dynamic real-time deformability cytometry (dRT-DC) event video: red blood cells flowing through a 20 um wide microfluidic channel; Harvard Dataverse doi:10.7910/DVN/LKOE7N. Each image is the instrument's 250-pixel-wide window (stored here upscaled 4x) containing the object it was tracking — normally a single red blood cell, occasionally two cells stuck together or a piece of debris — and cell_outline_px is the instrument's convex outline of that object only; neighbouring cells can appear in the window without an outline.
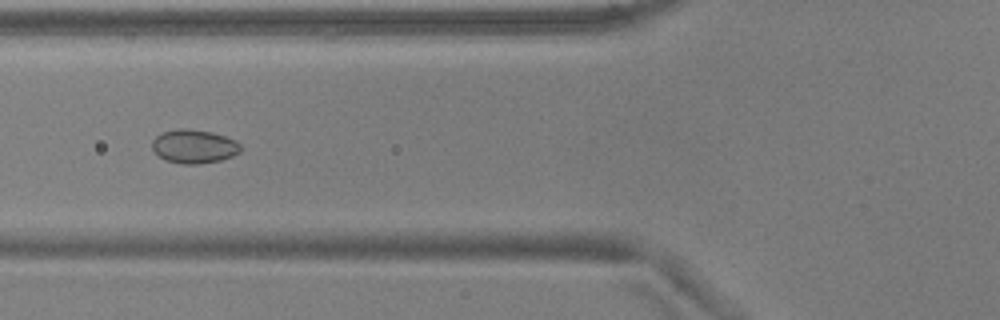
{"species": "common noctule bat (a hibernating species)", "species_latin": "Nyctalus noctula", "temperature_condition": "warm", "stored_images_in_passage": 51, "camera_frame_rate_fps": 3000, "um_per_image_px": 0.085, "animal": {"sex": "male", "body_mass_g": 17.9, "forearm_length_mm": 54.2}, "frame": {"image": 1, "passage_image": 18, "time_ms": 5.667, "image_size_px": [1000, 320], "cell_outline_px": [[240, 152], [232, 156], [220, 160], [196, 164], [180, 164], [164, 160], [152, 148], [152, 140], [160, 132], [176, 128], [188, 128], [212, 132], [236, 140], [240, 144]], "centroid_in_image_um": [16.47, 12.43], "position_along_channel_um": 109.3, "area_um2": 17.51}}
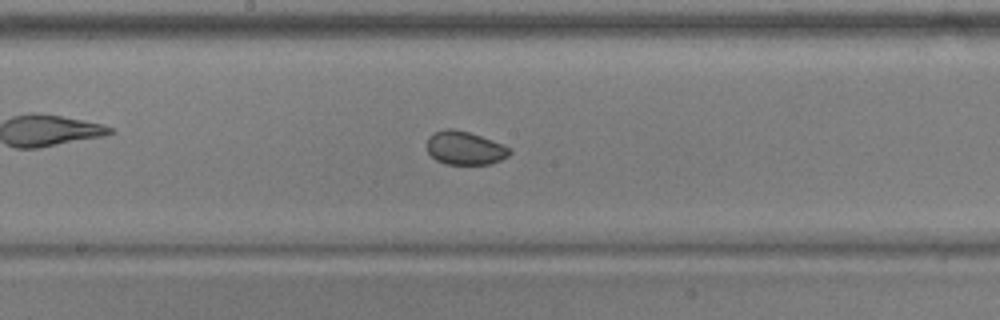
{"frame": {"image": 2, "passage_image": 26, "time_ms": 8.333, "image_size_px": [1000, 320], "cell_outline_px": [[512, 152], [508, 156], [500, 160], [488, 164], [444, 164], [436, 160], [428, 152], [428, 136], [432, 132], [444, 128], [452, 128], [468, 132], [504, 144], [512, 148]], "centroid_in_image_um": [39.52, 12.57], "position_along_channel_um": 208.7, "area_um2": 16.24}}
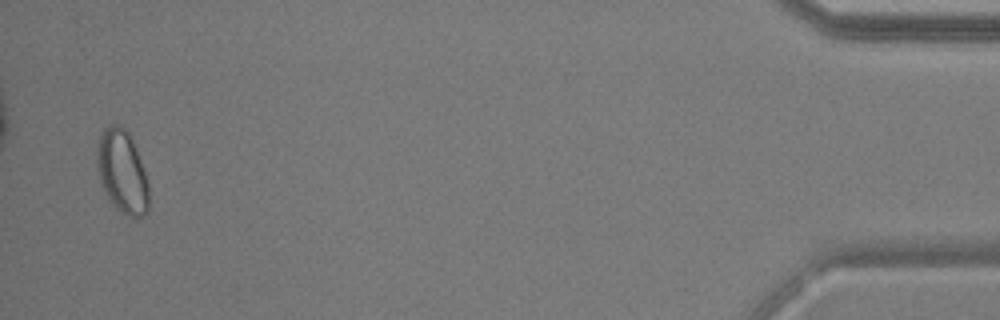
{"frame": {"image": 3, "passage_image": 50, "time_ms": 16.333, "image_size_px": [1000, 320], "cell_outline_px": [[148, 212], [144, 216], [128, 216], [120, 212], [108, 200], [96, 172], [96, 148], [100, 136], [104, 128], [112, 124], [120, 124], [128, 132], [136, 148], [144, 172], [148, 188]], "centroid_in_image_um": [10.34, 14.6], "position_along_channel_um": 424.9, "area_um2": 25.2}, "authors_computed_cell_mechanics": {"area_um2": 18.0336, "velocity_mm_per_s": 3.7179, "shape_relaxation_time_tau1_ms": 3.2154, "shape_relaxation_time_tau2_ms": null, "deformation_change_tau1": 0.0215, "deformation_change_tau2": null}}